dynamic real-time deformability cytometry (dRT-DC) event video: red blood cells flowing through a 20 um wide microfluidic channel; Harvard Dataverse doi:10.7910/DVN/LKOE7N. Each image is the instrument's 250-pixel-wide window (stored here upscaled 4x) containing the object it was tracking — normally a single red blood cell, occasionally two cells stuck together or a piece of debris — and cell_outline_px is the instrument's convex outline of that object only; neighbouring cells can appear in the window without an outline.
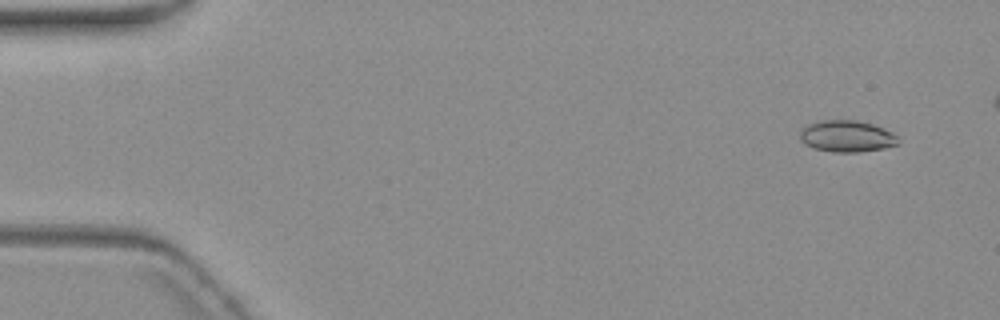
{"species": "common noctule bat (a hibernating species)", "species_latin": "Nyctalus noctula", "temperature_condition": "warm", "stored_images_in_passage": 6, "camera_frame_rate_fps": 3000, "um_per_image_px": 0.085, "animal": {"sex": "female", "body_mass_g": 19.3, "forearm_length_mm": 54.1}, "frame": {"image": 1, "passage_image": 2, "time_ms": 1.0, "image_size_px": [1000, 320], "cell_outline_px": [[900, 144], [884, 148], [856, 152], [832, 152], [816, 148], [804, 144], [800, 140], [800, 128], [804, 124], [820, 120], [856, 120], [872, 124], [892, 132], [900, 140]], "centroid_in_image_um": [71.94, 11.57], "position_along_channel_um": 13.1, "area_um2": 18.26}}